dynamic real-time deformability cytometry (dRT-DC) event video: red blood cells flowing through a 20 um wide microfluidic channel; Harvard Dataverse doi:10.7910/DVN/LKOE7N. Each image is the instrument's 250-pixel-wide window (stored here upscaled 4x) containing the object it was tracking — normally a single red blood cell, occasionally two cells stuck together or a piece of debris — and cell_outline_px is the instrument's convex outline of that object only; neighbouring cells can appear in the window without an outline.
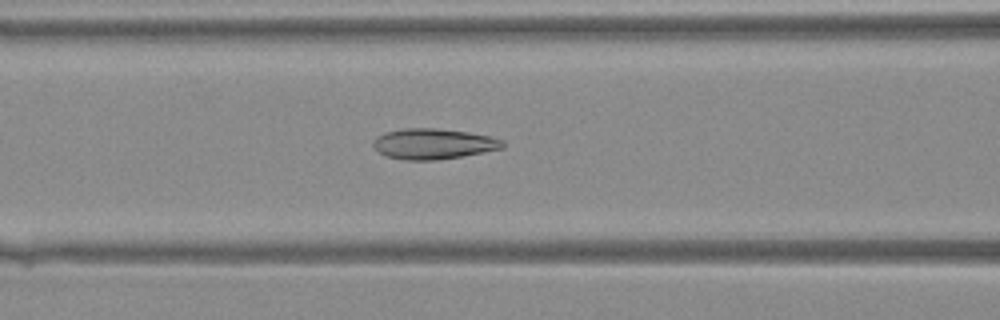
{"species": "Egyptian fruit bat (a non-hibernating species)", "species_latin": "Rousettus aegyptiacus", "temperature_condition": "warm", "stored_images_in_passage": 30, "camera_frame_rate_fps": 3000, "um_per_image_px": 0.085, "animal": {"sex": "female"}, "frame": {"image": 1, "passage_image": 9, "time_ms": 2.667, "image_size_px": [1000, 320], "cell_outline_px": [[504, 148], [460, 156], [436, 160], [404, 160], [384, 156], [372, 144], [372, 140], [376, 136], [384, 132], [404, 128], [436, 128], [468, 132], [488, 136], [504, 140]], "centroid_in_image_um": [36.79, 12.22], "position_along_channel_um": 129.8, "area_um2": 23.06}}
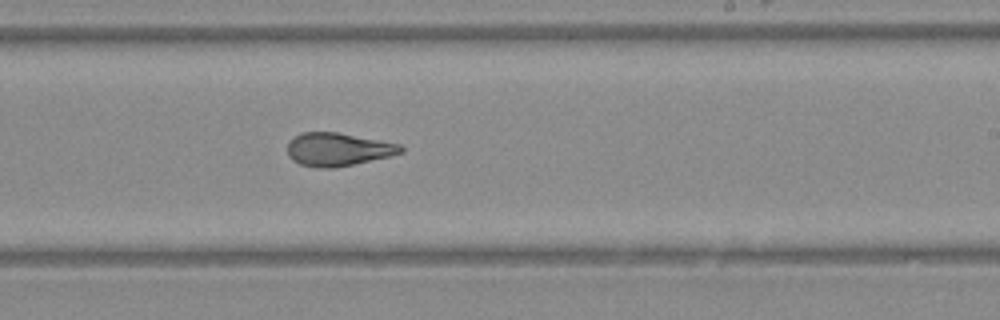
{"frame": {"image": 2, "passage_image": 17, "time_ms": 5.333, "image_size_px": [1000, 320], "cell_outline_px": [[404, 152], [388, 156], [352, 164], [332, 168], [320, 168], [300, 164], [292, 160], [288, 156], [288, 144], [300, 132], [336, 132], [400, 144], [404, 148]], "centroid_in_image_um": [28.71, 12.69], "position_along_channel_um": 260.3, "area_um2": 21.56}}
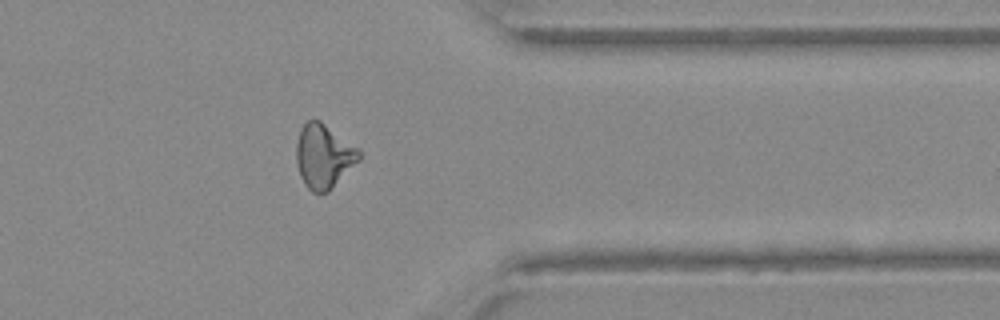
{"frame": {"image": 3, "passage_image": 25, "time_ms": 8.0, "image_size_px": [1000, 320], "cell_outline_px": [[360, 160], [328, 192], [312, 192], [304, 184], [300, 176], [296, 164], [296, 144], [300, 128], [308, 120], [320, 120], [356, 148], [360, 152]], "centroid_in_image_um": [27.48, 13.29], "position_along_channel_um": 383.9, "area_um2": 23.18}}